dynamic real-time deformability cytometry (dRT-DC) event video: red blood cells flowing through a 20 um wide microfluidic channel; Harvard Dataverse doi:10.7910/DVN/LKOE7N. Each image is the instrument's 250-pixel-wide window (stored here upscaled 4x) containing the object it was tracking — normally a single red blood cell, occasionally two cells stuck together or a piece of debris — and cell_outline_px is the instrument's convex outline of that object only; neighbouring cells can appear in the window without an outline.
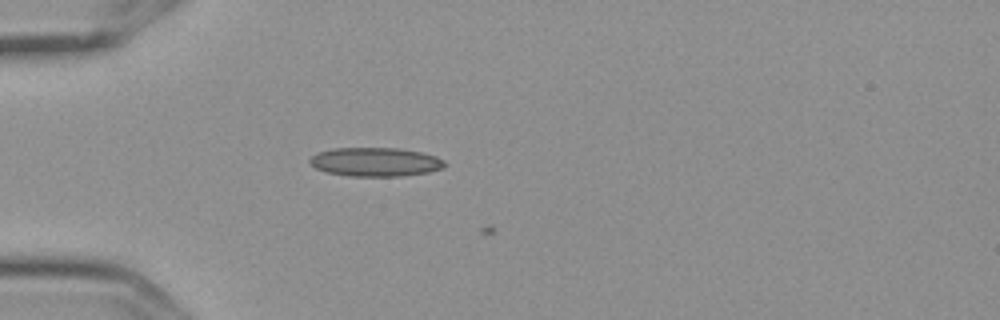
{"species": "Egyptian fruit bat (a non-hibernating species)", "species_latin": "Rousettus aegyptiacus", "temperature_condition": "cold", "stored_images_in_passage": 5, "camera_frame_rate_fps": 3000, "um_per_image_px": 0.085, "frame": {"image": 1, "passage_image": 5, "time_ms": 1.333, "image_size_px": [1000, 320], "cell_outline_px": [[444, 168], [428, 172], [400, 176], [348, 176], [328, 172], [316, 168], [308, 160], [316, 152], [332, 148], [396, 148], [420, 152], [436, 156], [444, 160]], "centroid_in_image_um": [31.89, 13.76], "position_along_channel_um": 53.1, "area_um2": 22.6}}